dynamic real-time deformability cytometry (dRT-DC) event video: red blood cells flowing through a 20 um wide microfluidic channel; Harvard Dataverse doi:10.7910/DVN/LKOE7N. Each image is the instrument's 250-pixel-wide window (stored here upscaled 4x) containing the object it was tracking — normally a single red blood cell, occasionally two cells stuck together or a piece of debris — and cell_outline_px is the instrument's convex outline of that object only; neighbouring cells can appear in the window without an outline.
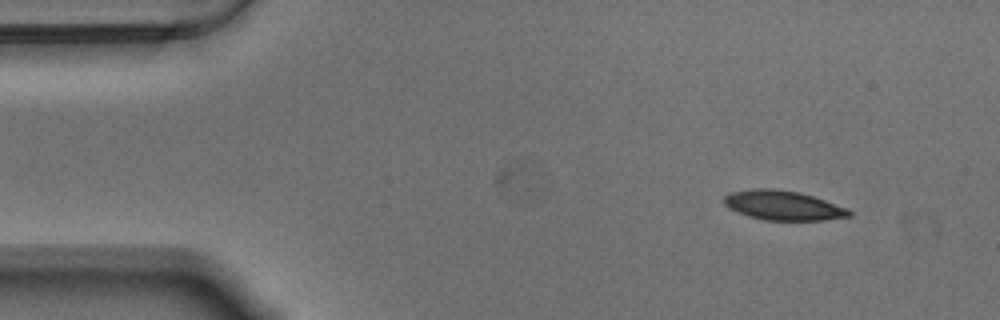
{"species": "Egyptian fruit bat (a non-hibernating species)", "species_latin": "Rousettus aegyptiacus", "temperature_condition": "warm", "stored_images_in_passage": 52, "camera_frame_rate_fps": 3000, "um_per_image_px": 0.085, "animal": {"sex": "male"}, "frame": {"image": 1, "passage_image": 1, "time_ms": 0.0, "image_size_px": [1000, 320], "cell_outline_px": [[852, 216], [824, 220], [764, 220], [748, 216], [728, 208], [724, 204], [724, 196], [728, 192], [752, 188], [776, 188], [800, 192], [848, 208], [852, 212]], "centroid_in_image_um": [66.54, 17.45], "position_along_channel_um": 18.5, "area_um2": 21.73}}
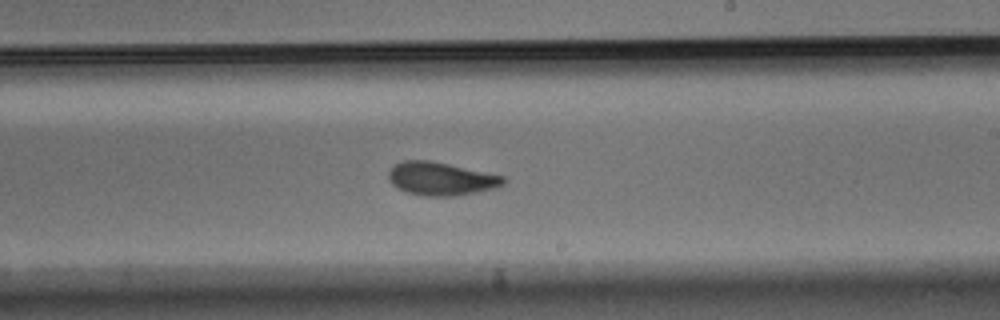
{"frame": {"image": 2, "passage_image": 28, "time_ms": 9.0, "image_size_px": [1000, 320], "cell_outline_px": [[508, 180], [504, 184], [496, 188], [456, 196], [424, 196], [408, 192], [392, 184], [388, 176], [388, 172], [396, 164], [404, 160], [428, 160], [448, 164], [504, 176]], "centroid_in_image_um": [37.52, 15.2], "position_along_channel_um": 251.5, "area_um2": 22.02}}
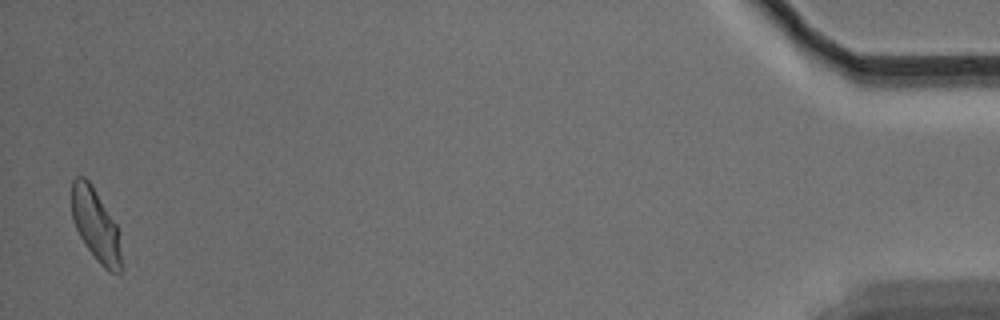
{"frame": {"image": 3, "passage_image": 51, "time_ms": 16.667, "image_size_px": [1000, 320], "cell_outline_px": [[120, 272], [108, 272], [96, 260], [80, 236], [72, 220], [72, 180], [76, 176], [84, 176], [88, 180], [116, 224], [120, 252]], "centroid_in_image_um": [8.1, 19.11], "position_along_channel_um": 427.1, "area_um2": 20.29}, "authors_computed_cell_mechanics": {"area_um2": 22.2241, "velocity_mm_per_s": 3.5152, "shape_relaxation_time_tau1_ms": 4.1998, "shape_relaxation_time_tau2_ms": 2.3378, "deformation_change_tau1": 0.1383, "deformation_change_tau2": 0.0584}}